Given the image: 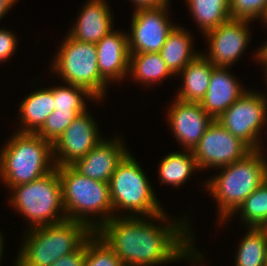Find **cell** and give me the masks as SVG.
Here are the masks:
<instances>
[{"mask_svg": "<svg viewBox=\"0 0 267 266\" xmlns=\"http://www.w3.org/2000/svg\"><path fill=\"white\" fill-rule=\"evenodd\" d=\"M165 212L148 219L115 216L95 232L120 258L123 266H156L189 257L192 263L193 260L200 262L204 256L193 246L188 220L170 222ZM152 218L165 224L155 225L148 221Z\"/></svg>", "mask_w": 267, "mask_h": 266, "instance_id": "cell-1", "label": "cell"}, {"mask_svg": "<svg viewBox=\"0 0 267 266\" xmlns=\"http://www.w3.org/2000/svg\"><path fill=\"white\" fill-rule=\"evenodd\" d=\"M86 224L70 219L28 228L16 258V266H51L75 252L92 234Z\"/></svg>", "mask_w": 267, "mask_h": 266, "instance_id": "cell-2", "label": "cell"}, {"mask_svg": "<svg viewBox=\"0 0 267 266\" xmlns=\"http://www.w3.org/2000/svg\"><path fill=\"white\" fill-rule=\"evenodd\" d=\"M56 168L61 182L62 204L67 219L82 222L95 232L113 218V204L108 183L81 175L71 165ZM96 214L101 217L99 221L94 219L92 221L88 217H96Z\"/></svg>", "mask_w": 267, "mask_h": 266, "instance_id": "cell-3", "label": "cell"}, {"mask_svg": "<svg viewBox=\"0 0 267 266\" xmlns=\"http://www.w3.org/2000/svg\"><path fill=\"white\" fill-rule=\"evenodd\" d=\"M262 153L252 150L242 160L220 168L222 172L204 183L218 203L219 223L229 221L243 201L264 183L267 161Z\"/></svg>", "mask_w": 267, "mask_h": 266, "instance_id": "cell-4", "label": "cell"}, {"mask_svg": "<svg viewBox=\"0 0 267 266\" xmlns=\"http://www.w3.org/2000/svg\"><path fill=\"white\" fill-rule=\"evenodd\" d=\"M0 153V178L6 187L27 184L52 170V143L34 133H20L10 137Z\"/></svg>", "mask_w": 267, "mask_h": 266, "instance_id": "cell-5", "label": "cell"}, {"mask_svg": "<svg viewBox=\"0 0 267 266\" xmlns=\"http://www.w3.org/2000/svg\"><path fill=\"white\" fill-rule=\"evenodd\" d=\"M138 164L129 153L118 165L108 182L113 204V217L118 216L114 214L119 209L130 212L124 214L130 217H138V215L153 217L164 212L152 185Z\"/></svg>", "mask_w": 267, "mask_h": 266, "instance_id": "cell-6", "label": "cell"}, {"mask_svg": "<svg viewBox=\"0 0 267 266\" xmlns=\"http://www.w3.org/2000/svg\"><path fill=\"white\" fill-rule=\"evenodd\" d=\"M10 191H12L10 205L26 217L30 223L28 228L67 219L62 204L61 182L57 168L30 183L14 186Z\"/></svg>", "mask_w": 267, "mask_h": 266, "instance_id": "cell-7", "label": "cell"}, {"mask_svg": "<svg viewBox=\"0 0 267 266\" xmlns=\"http://www.w3.org/2000/svg\"><path fill=\"white\" fill-rule=\"evenodd\" d=\"M58 49L52 71L63 78L64 83L84 87L101 101L108 83L100 76L96 45L67 34Z\"/></svg>", "mask_w": 267, "mask_h": 266, "instance_id": "cell-8", "label": "cell"}, {"mask_svg": "<svg viewBox=\"0 0 267 266\" xmlns=\"http://www.w3.org/2000/svg\"><path fill=\"white\" fill-rule=\"evenodd\" d=\"M255 91H246L216 121L251 150H261L259 133L267 122V98Z\"/></svg>", "mask_w": 267, "mask_h": 266, "instance_id": "cell-9", "label": "cell"}, {"mask_svg": "<svg viewBox=\"0 0 267 266\" xmlns=\"http://www.w3.org/2000/svg\"><path fill=\"white\" fill-rule=\"evenodd\" d=\"M252 150L214 120L192 153L199 169H219L242 160Z\"/></svg>", "mask_w": 267, "mask_h": 266, "instance_id": "cell-10", "label": "cell"}, {"mask_svg": "<svg viewBox=\"0 0 267 266\" xmlns=\"http://www.w3.org/2000/svg\"><path fill=\"white\" fill-rule=\"evenodd\" d=\"M168 5L156 8H139L133 12L131 32L127 33L129 53H156L176 24L170 23Z\"/></svg>", "mask_w": 267, "mask_h": 266, "instance_id": "cell-11", "label": "cell"}, {"mask_svg": "<svg viewBox=\"0 0 267 266\" xmlns=\"http://www.w3.org/2000/svg\"><path fill=\"white\" fill-rule=\"evenodd\" d=\"M89 114L87 110L79 114L52 144L55 167L72 165L103 139L98 124Z\"/></svg>", "mask_w": 267, "mask_h": 266, "instance_id": "cell-12", "label": "cell"}, {"mask_svg": "<svg viewBox=\"0 0 267 266\" xmlns=\"http://www.w3.org/2000/svg\"><path fill=\"white\" fill-rule=\"evenodd\" d=\"M248 20L231 19L203 34L209 41V53L202 54L213 66L228 67L241 57L249 41Z\"/></svg>", "mask_w": 267, "mask_h": 266, "instance_id": "cell-13", "label": "cell"}, {"mask_svg": "<svg viewBox=\"0 0 267 266\" xmlns=\"http://www.w3.org/2000/svg\"><path fill=\"white\" fill-rule=\"evenodd\" d=\"M167 112V121L174 137L187 151H193L214 121L200 102H185L176 98Z\"/></svg>", "mask_w": 267, "mask_h": 266, "instance_id": "cell-14", "label": "cell"}, {"mask_svg": "<svg viewBox=\"0 0 267 266\" xmlns=\"http://www.w3.org/2000/svg\"><path fill=\"white\" fill-rule=\"evenodd\" d=\"M117 138L101 139L91 151L71 166L81 175L108 183L118 165L129 154L124 142L118 136Z\"/></svg>", "mask_w": 267, "mask_h": 266, "instance_id": "cell-15", "label": "cell"}, {"mask_svg": "<svg viewBox=\"0 0 267 266\" xmlns=\"http://www.w3.org/2000/svg\"><path fill=\"white\" fill-rule=\"evenodd\" d=\"M111 30L96 43L98 69L107 82L121 81L129 72V50L126 32ZM110 80V81H109Z\"/></svg>", "mask_w": 267, "mask_h": 266, "instance_id": "cell-16", "label": "cell"}, {"mask_svg": "<svg viewBox=\"0 0 267 266\" xmlns=\"http://www.w3.org/2000/svg\"><path fill=\"white\" fill-rule=\"evenodd\" d=\"M228 67L215 66L209 87L200 105L214 120L225 112L247 90L230 75ZM244 88V89H243Z\"/></svg>", "mask_w": 267, "mask_h": 266, "instance_id": "cell-17", "label": "cell"}, {"mask_svg": "<svg viewBox=\"0 0 267 266\" xmlns=\"http://www.w3.org/2000/svg\"><path fill=\"white\" fill-rule=\"evenodd\" d=\"M105 0H88L80 10L77 22L68 34L79 41L98 43L111 30L113 19L110 7Z\"/></svg>", "mask_w": 267, "mask_h": 266, "instance_id": "cell-18", "label": "cell"}, {"mask_svg": "<svg viewBox=\"0 0 267 266\" xmlns=\"http://www.w3.org/2000/svg\"><path fill=\"white\" fill-rule=\"evenodd\" d=\"M21 127L16 132L36 134L54 108L53 88L37 89L21 102L19 107Z\"/></svg>", "mask_w": 267, "mask_h": 266, "instance_id": "cell-19", "label": "cell"}, {"mask_svg": "<svg viewBox=\"0 0 267 266\" xmlns=\"http://www.w3.org/2000/svg\"><path fill=\"white\" fill-rule=\"evenodd\" d=\"M214 67L200 52L178 74L183 75V84L176 98L185 102H201L208 90Z\"/></svg>", "mask_w": 267, "mask_h": 266, "instance_id": "cell-20", "label": "cell"}, {"mask_svg": "<svg viewBox=\"0 0 267 266\" xmlns=\"http://www.w3.org/2000/svg\"><path fill=\"white\" fill-rule=\"evenodd\" d=\"M187 31L179 25L175 26L159 51L169 70L177 76L189 62L200 54L192 49L193 41Z\"/></svg>", "mask_w": 267, "mask_h": 266, "instance_id": "cell-21", "label": "cell"}, {"mask_svg": "<svg viewBox=\"0 0 267 266\" xmlns=\"http://www.w3.org/2000/svg\"><path fill=\"white\" fill-rule=\"evenodd\" d=\"M129 72L130 78L143 84H156L157 81L169 76H175L167 67V64L159 54L156 53H129ZM156 82V83H155Z\"/></svg>", "mask_w": 267, "mask_h": 266, "instance_id": "cell-22", "label": "cell"}, {"mask_svg": "<svg viewBox=\"0 0 267 266\" xmlns=\"http://www.w3.org/2000/svg\"><path fill=\"white\" fill-rule=\"evenodd\" d=\"M186 3L203 34L232 19L230 0H186Z\"/></svg>", "mask_w": 267, "mask_h": 266, "instance_id": "cell-23", "label": "cell"}, {"mask_svg": "<svg viewBox=\"0 0 267 266\" xmlns=\"http://www.w3.org/2000/svg\"><path fill=\"white\" fill-rule=\"evenodd\" d=\"M159 181L171 184L173 187L182 186L193 171L198 170L196 159L192 151L173 152L166 155L158 166Z\"/></svg>", "mask_w": 267, "mask_h": 266, "instance_id": "cell-24", "label": "cell"}, {"mask_svg": "<svg viewBox=\"0 0 267 266\" xmlns=\"http://www.w3.org/2000/svg\"><path fill=\"white\" fill-rule=\"evenodd\" d=\"M245 235L238 246L235 266H265L266 228L249 227Z\"/></svg>", "mask_w": 267, "mask_h": 266, "instance_id": "cell-25", "label": "cell"}, {"mask_svg": "<svg viewBox=\"0 0 267 266\" xmlns=\"http://www.w3.org/2000/svg\"><path fill=\"white\" fill-rule=\"evenodd\" d=\"M238 212V213H237ZM240 214L248 227L267 226V184L255 189L238 207L234 214Z\"/></svg>", "mask_w": 267, "mask_h": 266, "instance_id": "cell-26", "label": "cell"}, {"mask_svg": "<svg viewBox=\"0 0 267 266\" xmlns=\"http://www.w3.org/2000/svg\"><path fill=\"white\" fill-rule=\"evenodd\" d=\"M84 97V98H83ZM97 101L84 87L66 83V86L53 87L54 108L57 111H86L85 98Z\"/></svg>", "mask_w": 267, "mask_h": 266, "instance_id": "cell-27", "label": "cell"}, {"mask_svg": "<svg viewBox=\"0 0 267 266\" xmlns=\"http://www.w3.org/2000/svg\"><path fill=\"white\" fill-rule=\"evenodd\" d=\"M84 266H123L120 258L96 233L86 240Z\"/></svg>", "mask_w": 267, "mask_h": 266, "instance_id": "cell-28", "label": "cell"}, {"mask_svg": "<svg viewBox=\"0 0 267 266\" xmlns=\"http://www.w3.org/2000/svg\"><path fill=\"white\" fill-rule=\"evenodd\" d=\"M83 112L85 111L54 110L52 114L47 117L44 125L36 134L53 144L72 123V121Z\"/></svg>", "mask_w": 267, "mask_h": 266, "instance_id": "cell-29", "label": "cell"}, {"mask_svg": "<svg viewBox=\"0 0 267 266\" xmlns=\"http://www.w3.org/2000/svg\"><path fill=\"white\" fill-rule=\"evenodd\" d=\"M267 11V0H230L232 19L253 21L263 19Z\"/></svg>", "mask_w": 267, "mask_h": 266, "instance_id": "cell-30", "label": "cell"}, {"mask_svg": "<svg viewBox=\"0 0 267 266\" xmlns=\"http://www.w3.org/2000/svg\"><path fill=\"white\" fill-rule=\"evenodd\" d=\"M16 46L17 39L15 34L11 30L0 28V62H5L13 56Z\"/></svg>", "mask_w": 267, "mask_h": 266, "instance_id": "cell-31", "label": "cell"}, {"mask_svg": "<svg viewBox=\"0 0 267 266\" xmlns=\"http://www.w3.org/2000/svg\"><path fill=\"white\" fill-rule=\"evenodd\" d=\"M86 256V241L75 251L64 255L51 266H84Z\"/></svg>", "mask_w": 267, "mask_h": 266, "instance_id": "cell-32", "label": "cell"}, {"mask_svg": "<svg viewBox=\"0 0 267 266\" xmlns=\"http://www.w3.org/2000/svg\"><path fill=\"white\" fill-rule=\"evenodd\" d=\"M135 3L136 8H156L169 4V0H131Z\"/></svg>", "mask_w": 267, "mask_h": 266, "instance_id": "cell-33", "label": "cell"}, {"mask_svg": "<svg viewBox=\"0 0 267 266\" xmlns=\"http://www.w3.org/2000/svg\"><path fill=\"white\" fill-rule=\"evenodd\" d=\"M17 0H0V20L13 7Z\"/></svg>", "mask_w": 267, "mask_h": 266, "instance_id": "cell-34", "label": "cell"}, {"mask_svg": "<svg viewBox=\"0 0 267 266\" xmlns=\"http://www.w3.org/2000/svg\"><path fill=\"white\" fill-rule=\"evenodd\" d=\"M264 22V24H266L267 26V18H263L262 19ZM267 48V42L262 45V47L259 48V50L257 49V52H256V55H255V58H256V61H259L258 63H262V52Z\"/></svg>", "mask_w": 267, "mask_h": 266, "instance_id": "cell-35", "label": "cell"}, {"mask_svg": "<svg viewBox=\"0 0 267 266\" xmlns=\"http://www.w3.org/2000/svg\"><path fill=\"white\" fill-rule=\"evenodd\" d=\"M262 66L265 67V72H267V48L262 52Z\"/></svg>", "mask_w": 267, "mask_h": 266, "instance_id": "cell-36", "label": "cell"}, {"mask_svg": "<svg viewBox=\"0 0 267 266\" xmlns=\"http://www.w3.org/2000/svg\"><path fill=\"white\" fill-rule=\"evenodd\" d=\"M3 235L0 233V261L2 260V254H3V246H4V240ZM1 263V262H0Z\"/></svg>", "mask_w": 267, "mask_h": 266, "instance_id": "cell-37", "label": "cell"}, {"mask_svg": "<svg viewBox=\"0 0 267 266\" xmlns=\"http://www.w3.org/2000/svg\"><path fill=\"white\" fill-rule=\"evenodd\" d=\"M264 183L267 184V165L265 168V178H264Z\"/></svg>", "mask_w": 267, "mask_h": 266, "instance_id": "cell-38", "label": "cell"}, {"mask_svg": "<svg viewBox=\"0 0 267 266\" xmlns=\"http://www.w3.org/2000/svg\"><path fill=\"white\" fill-rule=\"evenodd\" d=\"M265 266H267V244H266V251H265Z\"/></svg>", "mask_w": 267, "mask_h": 266, "instance_id": "cell-39", "label": "cell"}, {"mask_svg": "<svg viewBox=\"0 0 267 266\" xmlns=\"http://www.w3.org/2000/svg\"><path fill=\"white\" fill-rule=\"evenodd\" d=\"M263 18H267V11H266V13H265V15H264V17Z\"/></svg>", "mask_w": 267, "mask_h": 266, "instance_id": "cell-40", "label": "cell"}]
</instances>
